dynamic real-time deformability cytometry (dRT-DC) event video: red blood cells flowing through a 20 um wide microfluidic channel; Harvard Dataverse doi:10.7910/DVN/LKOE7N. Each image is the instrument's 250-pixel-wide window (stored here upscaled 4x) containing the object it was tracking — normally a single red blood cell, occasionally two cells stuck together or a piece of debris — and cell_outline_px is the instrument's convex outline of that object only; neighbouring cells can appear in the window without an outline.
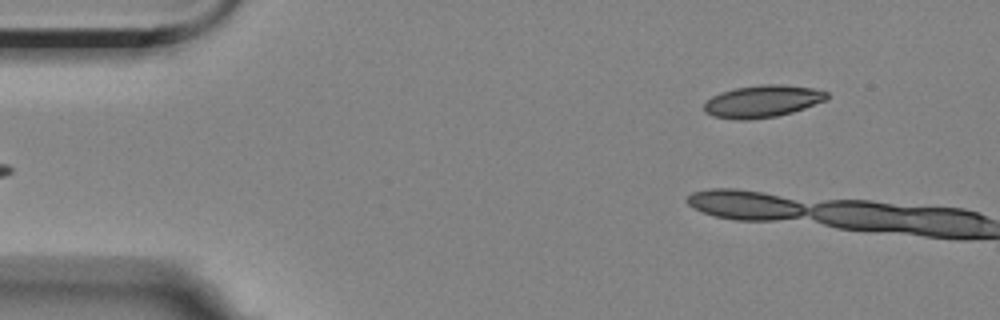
{"species": "Egyptian fruit bat (a non-hibernating species)", "species_latin": "Rousettus aegyptiacus", "temperature_condition": "room temperature", "stored_images_in_passage": 6, "segment_of_instrument_passage": [2, 2], "camera_frame_rate_fps": 3000, "um_per_image_px": 0.085, "animal": {"sex": "female"}, "frame": {"image": 1, "passage_image": 6, "time_ms": 6.333, "image_size_px": [1000, 320], "cell_outline_px": [[828, 100], [792, 112], [776, 116], [748, 120], [744, 120], [712, 116], [704, 112], [704, 104], [712, 96], [720, 92], [736, 88], [760, 84], [780, 84], [812, 88], [828, 92]], "centroid_in_image_um": [64.82, 8.6], "position_along_channel_um": 20.2, "area_um2": 23.0}}